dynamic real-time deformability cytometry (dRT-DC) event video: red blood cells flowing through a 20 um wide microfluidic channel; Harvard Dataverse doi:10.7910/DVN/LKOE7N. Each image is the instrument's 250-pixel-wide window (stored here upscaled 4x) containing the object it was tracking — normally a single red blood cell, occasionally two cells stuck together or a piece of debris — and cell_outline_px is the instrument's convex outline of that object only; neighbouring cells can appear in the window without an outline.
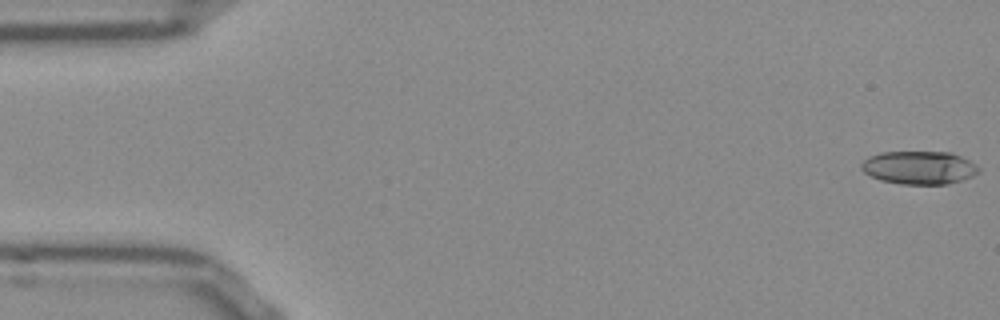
{"species": "Egyptian fruit bat (a non-hibernating species)", "species_latin": "Rousettus aegyptiacus", "temperature_condition": "room temperature", "stored_images_in_passage": 52, "camera_frame_rate_fps": 3000, "um_per_image_px": 0.085, "frame": {"image": 1, "passage_image": 1, "time_ms": 0.0, "image_size_px": [1000, 320], "cell_outline_px": [[980, 172], [964, 180], [948, 184], [900, 184], [880, 180], [864, 172], [860, 168], [860, 164], [868, 156], [880, 152], [952, 152], [976, 164], [980, 168]], "centroid_in_image_um": [78.13, 14.25], "position_along_channel_um": 6.9, "area_um2": 22.89}}
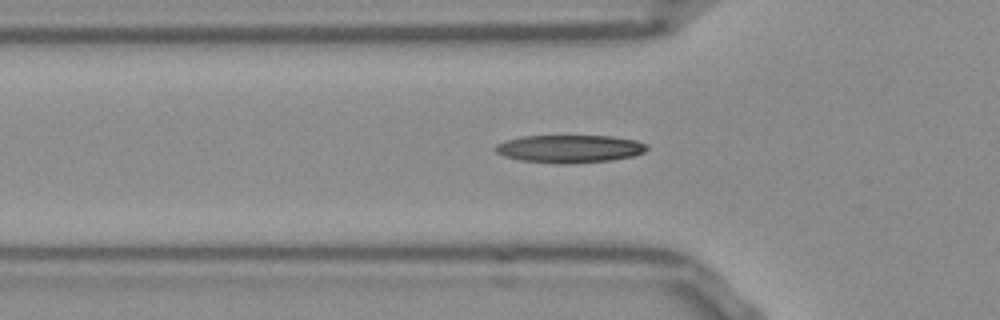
{"frame": {"image": 2, "passage_image": 17, "time_ms": 5.333, "image_size_px": [1000, 320], "cell_outline_px": [[648, 148], [644, 152], [632, 156], [612, 160], [564, 164], [520, 160], [504, 156], [496, 152], [492, 148], [496, 144], [520, 136], [612, 136], [636, 140], [648, 144]], "centroid_in_image_um": [48.42, 12.64], "position_along_channel_um": 77.4, "area_um2": 24.57}}
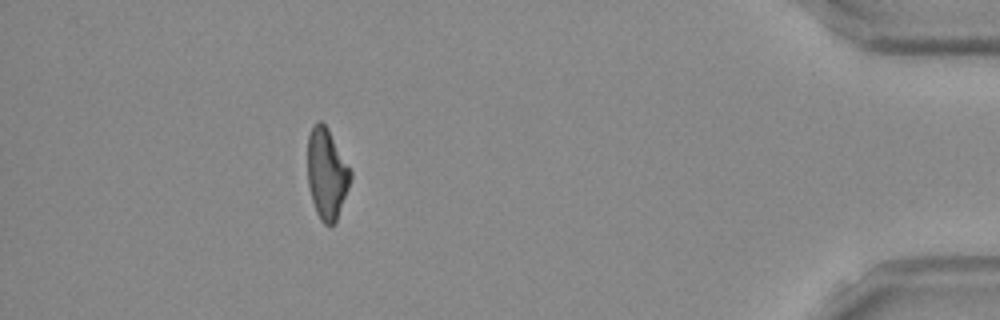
{"frame": {"image": 3, "passage_image": 47, "time_ms": 15.333, "image_size_px": [1000, 320], "cell_outline_px": [[352, 176], [336, 224], [328, 228], [320, 220], [316, 212], [312, 200], [308, 184], [308, 136], [316, 120], [320, 120], [328, 128], [352, 172]], "centroid_in_image_um": [27.78, 14.81], "position_along_channel_um": 407.4, "area_um2": 22.83}, "authors_computed_cell_mechanics": {"area_um2": 23.409, "velocity_mm_per_s": 3.8669, "shape_relaxation_time_tau1_ms": 6.6143, "shape_relaxation_time_tau2_ms": 3.4252, "deformation_change_tau1": 0.2019, "deformation_change_tau2": 0.1142}}